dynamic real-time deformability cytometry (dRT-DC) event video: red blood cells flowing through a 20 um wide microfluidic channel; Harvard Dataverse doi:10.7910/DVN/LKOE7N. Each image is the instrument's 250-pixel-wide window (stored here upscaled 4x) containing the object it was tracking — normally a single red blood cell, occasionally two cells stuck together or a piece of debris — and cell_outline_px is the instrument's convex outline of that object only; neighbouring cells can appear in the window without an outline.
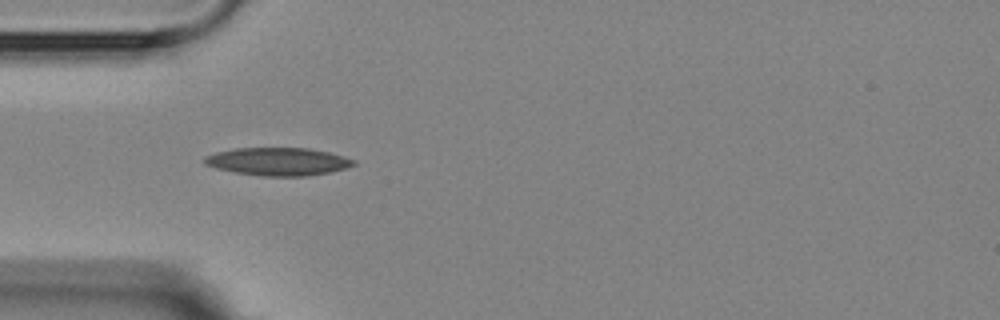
{"species": "Egyptian fruit bat (a non-hibernating species)", "species_latin": "Rousettus aegyptiacus", "temperature_condition": "room temperature", "stored_images_in_passage": 2, "camera_frame_rate_fps": 3000, "um_per_image_px": 0.085, "animal": {"sex": "female"}, "frame": {"image": 1, "passage_image": 1, "time_ms": 0.0, "image_size_px": [1000, 320], "cell_outline_px": [[356, 164], [348, 168], [308, 176], [264, 176], [236, 172], [216, 168], [204, 164], [204, 156], [216, 152], [236, 148], [308, 148], [328, 152], [344, 156], [356, 160]], "centroid_in_image_um": [23.66, 13.73], "position_along_channel_um": 61.3, "area_um2": 24.22}}
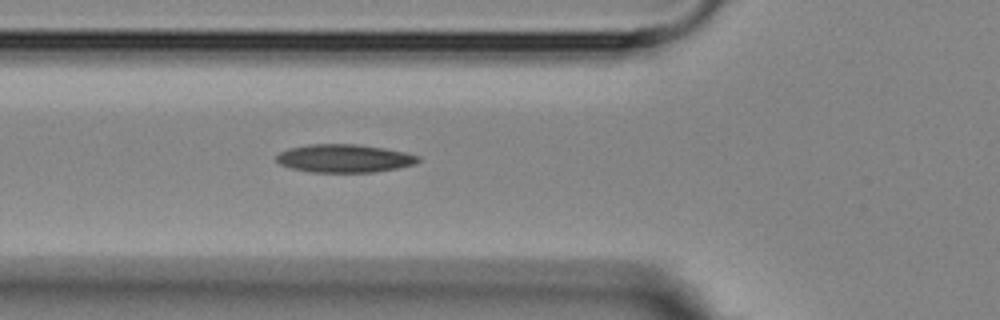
{"frame": {"image": 2, "passage_image": 2, "time_ms": 1.0, "image_size_px": [1000, 320], "cell_outline_px": [[420, 160], [412, 164], [396, 168], [372, 172], [308, 172], [292, 168], [280, 164], [276, 160], [276, 156], [280, 152], [288, 148], [308, 144], [356, 144], [384, 148], [404, 152], [420, 156]], "centroid_in_image_um": [29.23, 13.45], "position_along_channel_um": 96.6, "area_um2": 23.12}}